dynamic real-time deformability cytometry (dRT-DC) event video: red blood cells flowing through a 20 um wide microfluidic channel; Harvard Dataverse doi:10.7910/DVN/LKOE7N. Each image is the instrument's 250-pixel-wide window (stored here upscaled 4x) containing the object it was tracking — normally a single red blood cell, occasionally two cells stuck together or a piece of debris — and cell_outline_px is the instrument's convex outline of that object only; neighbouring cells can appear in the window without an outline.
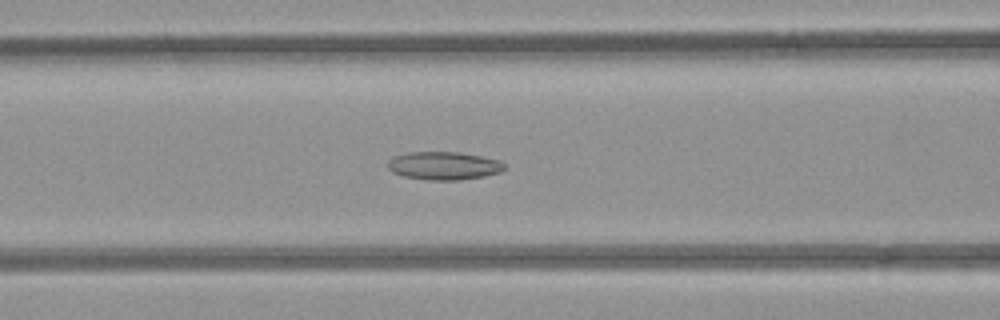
{"species": "common noctule bat (a hibernating species)", "species_latin": "Nyctalus noctula", "temperature_condition": "room temperature", "stored_images_in_passage": 54, "camera_frame_rate_fps": 3000, "um_per_image_px": 0.085, "animal": {"sex": "female", "body_mass_g": 21.9}, "frame": {"image": 1, "passage_image": 22, "time_ms": 7.0, "image_size_px": [1000, 320], "cell_outline_px": [[504, 168], [500, 172], [484, 176], [460, 180], [428, 180], [404, 176], [392, 172], [388, 168], [388, 160], [396, 156], [408, 152], [460, 152], [500, 160], [504, 164]], "centroid_in_image_um": [37.72, 14.09], "position_along_channel_um": 128.9, "area_um2": 19.02}}
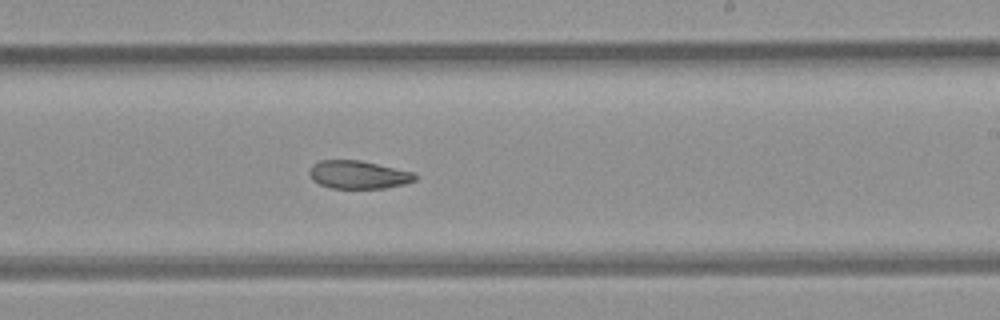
{"frame": {"image": 2, "passage_image": 32, "time_ms": 10.333, "image_size_px": [1000, 320], "cell_outline_px": [[416, 180], [404, 184], [384, 188], [332, 188], [320, 184], [312, 180], [308, 172], [312, 164], [320, 160], [360, 160], [412, 172], [416, 176]], "centroid_in_image_um": [30.41, 14.84], "position_along_channel_um": 258.6, "area_um2": 17.17}}
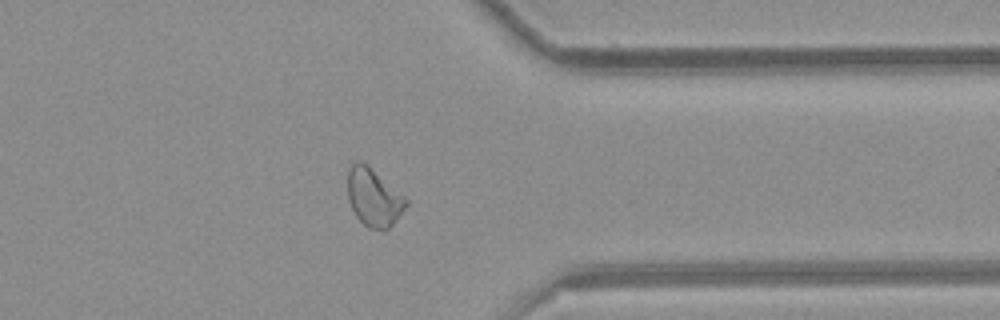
{"frame": {"image": 3, "passage_image": 42, "time_ms": 13.667, "image_size_px": [1000, 320], "cell_outline_px": [[408, 204], [392, 224], [388, 228], [368, 228], [356, 216], [348, 200], [348, 168], [356, 160], [360, 160], [404, 196], [408, 200]], "centroid_in_image_um": [31.73, 16.77], "position_along_channel_um": 379.7, "area_um2": 19.07}, "authors_computed_cell_mechanics": {"area_um2": 20.6346, "velocity_mm_per_s": 3.8924, "shape_relaxation_time_tau1_ms": null, "shape_relaxation_time_tau2_ms": 6.2046, "deformation_change_tau1": null, "deformation_change_tau2": 0.1203}}